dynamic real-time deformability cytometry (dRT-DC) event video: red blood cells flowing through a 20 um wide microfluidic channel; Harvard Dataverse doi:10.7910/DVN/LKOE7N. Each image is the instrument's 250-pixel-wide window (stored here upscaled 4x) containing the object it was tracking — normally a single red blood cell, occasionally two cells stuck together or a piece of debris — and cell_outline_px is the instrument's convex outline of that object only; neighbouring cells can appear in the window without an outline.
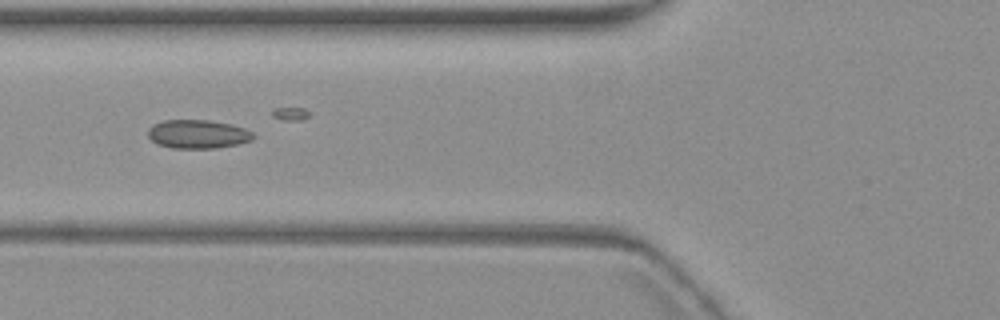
{"species": "common noctule bat (a hibernating species)", "species_latin": "Nyctalus noctula", "temperature_condition": "warm", "stored_images_in_passage": 7, "camera_frame_rate_fps": 3000, "um_per_image_px": 0.085, "animal": {"sex": "female", "body_mass_g": 19.3, "forearm_length_mm": 54.1}, "frame": {"image": 1, "passage_image": 6, "time_ms": 6.333, "image_size_px": [1000, 320], "cell_outline_px": [[256, 136], [252, 140], [236, 144], [216, 148], [172, 148], [156, 144], [148, 136], [148, 128], [152, 124], [164, 120], [208, 120], [232, 124], [244, 128], [252, 132]], "centroid_in_image_um": [16.8, 11.39], "position_along_channel_um": 109.0, "area_um2": 17.69}}